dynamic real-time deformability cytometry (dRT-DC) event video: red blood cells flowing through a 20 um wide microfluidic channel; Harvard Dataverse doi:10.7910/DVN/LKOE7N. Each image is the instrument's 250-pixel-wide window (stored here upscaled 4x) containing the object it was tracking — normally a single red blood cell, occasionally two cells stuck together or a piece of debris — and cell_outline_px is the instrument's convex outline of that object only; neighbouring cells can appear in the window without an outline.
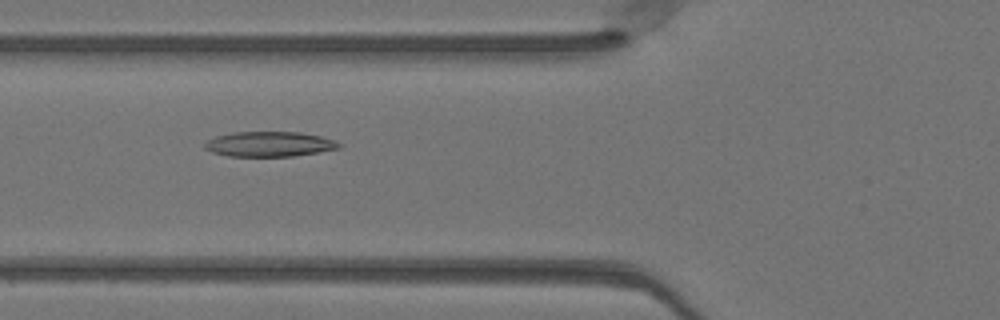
{"species": "Egyptian fruit bat (a non-hibernating species)", "species_latin": "Rousettus aegyptiacus", "temperature_condition": "warm", "stored_images_in_passage": 34, "camera_frame_rate_fps": 3000, "um_per_image_px": 0.085, "animal": {"sex": "female"}, "frame": {"image": 1, "passage_image": 3, "time_ms": 0.667, "image_size_px": [1000, 320], "cell_outline_px": [[344, 144], [340, 148], [292, 156], [228, 156], [212, 152], [204, 148], [204, 144], [208, 140], [216, 136], [232, 132], [300, 132], [320, 136], [336, 140]], "centroid_in_image_um": [22.91, 12.24], "position_along_channel_um": 102.9, "area_um2": 19.59}}
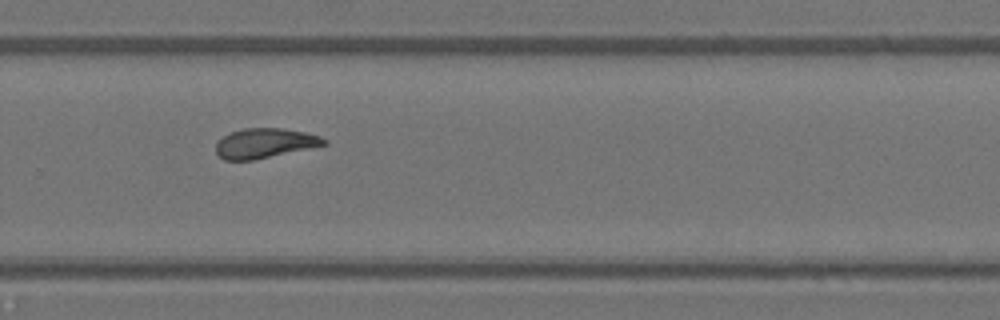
{"frame": {"image": 2, "passage_image": 18, "time_ms": 5.667, "image_size_px": [1000, 320], "cell_outline_px": [[328, 144], [252, 160], [224, 160], [216, 152], [216, 140], [228, 132], [244, 128], [284, 128], [304, 132], [320, 136], [328, 140]], "centroid_in_image_um": [22.47, 12.15], "position_along_channel_um": 307.3, "area_um2": 18.79}}
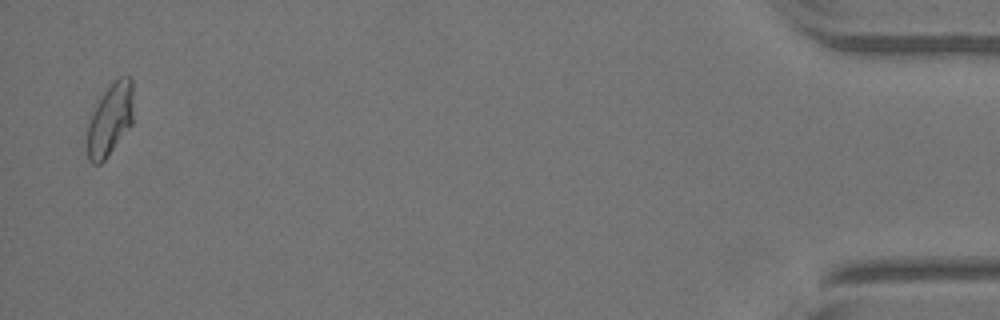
{"frame": {"image": 3, "passage_image": 33, "time_ms": 10.667, "image_size_px": [1000, 320], "cell_outline_px": [[132, 124], [104, 160], [100, 164], [92, 164], [88, 160], [88, 112], [112, 80], [120, 76], [132, 76]], "centroid_in_image_um": [9.33, 10.09], "position_along_channel_um": 425.9, "area_um2": 19.83}}